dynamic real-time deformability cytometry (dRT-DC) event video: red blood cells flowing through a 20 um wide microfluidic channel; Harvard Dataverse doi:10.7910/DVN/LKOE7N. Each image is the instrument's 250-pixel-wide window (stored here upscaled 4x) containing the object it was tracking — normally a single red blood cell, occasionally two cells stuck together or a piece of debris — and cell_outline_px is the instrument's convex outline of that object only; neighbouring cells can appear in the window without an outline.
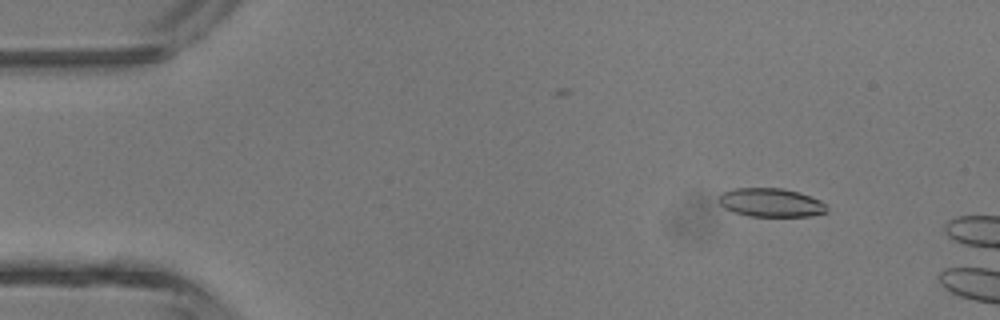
{"species": "common noctule bat (a hibernating species)", "species_latin": "Nyctalus noctula", "temperature_condition": "room temperature", "stored_images_in_passage": 3, "camera_frame_rate_fps": 3000, "um_per_image_px": 0.085, "animal": {"sex": "male", "body_mass_g": 13.3}, "frame": {"image": 1, "passage_image": 2, "time_ms": 1.0, "image_size_px": [1000, 320], "cell_outline_px": [[828, 212], [812, 216], [748, 216], [724, 208], [720, 204], [720, 196], [724, 192], [736, 188], [784, 188], [800, 192], [820, 200], [828, 208]], "centroid_in_image_um": [65.58, 17.22], "position_along_channel_um": 19.4, "area_um2": 17.98}}